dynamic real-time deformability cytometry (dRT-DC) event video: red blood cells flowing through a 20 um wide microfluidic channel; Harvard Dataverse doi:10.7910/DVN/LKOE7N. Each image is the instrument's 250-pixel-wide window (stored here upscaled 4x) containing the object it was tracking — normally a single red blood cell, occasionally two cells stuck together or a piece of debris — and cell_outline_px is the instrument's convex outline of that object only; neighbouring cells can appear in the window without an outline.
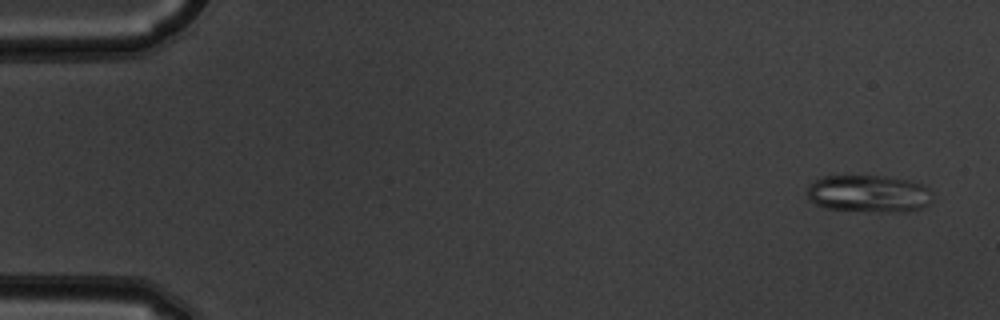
{"species": "common noctule bat (a hibernating species)", "species_latin": "Nyctalus noctula", "temperature_condition": "warm", "stored_images_in_passage": 6, "camera_frame_rate_fps": 3000, "um_per_image_px": 0.085, "animal": {"sex": "male", "body_mass_g": 19.5, "forearm_length_mm": 54.6}, "frame": {"image": 1, "passage_image": 1, "time_ms": 0.0, "image_size_px": [1000, 320], "cell_outline_px": [[932, 196], [928, 204], [920, 208], [904, 212], [888, 212], [828, 208], [816, 204], [808, 196], [808, 184], [824, 176], [884, 176], [908, 180], [920, 184], [928, 188], [932, 192]], "centroid_in_image_um": [73.86, 16.46], "position_along_channel_um": 11.1, "area_um2": 26.93}}
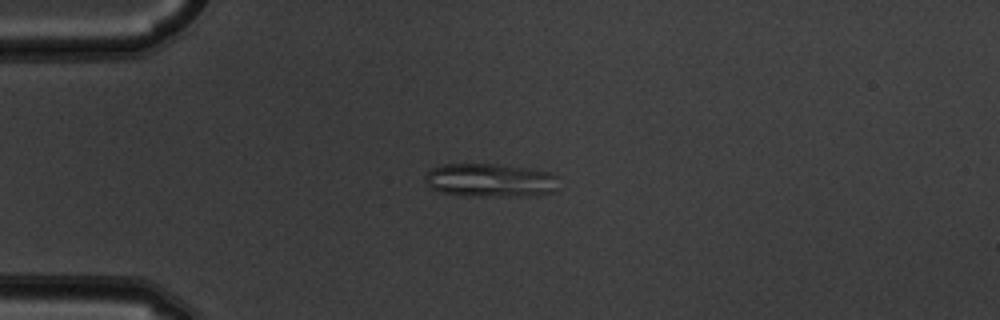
{"frame": {"image": 2, "passage_image": 4, "time_ms": 1.0, "image_size_px": [1000, 320], "cell_outline_px": [[560, 176], [556, 192], [540, 196], [460, 196], [440, 192], [432, 188], [424, 180], [424, 176], [432, 168], [444, 164], [500, 164], [536, 168], [556, 172]], "centroid_in_image_um": [41.81, 15.32], "position_along_channel_um": 43.2, "area_um2": 27.22}}
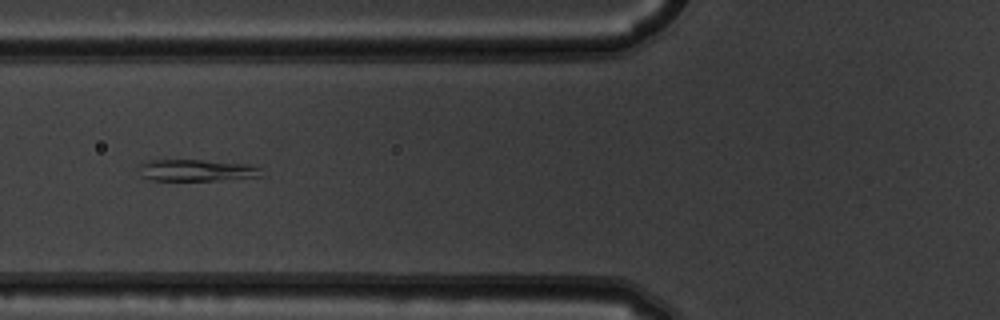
{"frame": {"image": 3, "passage_image": 6, "time_ms": 1.667, "image_size_px": [1000, 320], "cell_outline_px": [[268, 176], [216, 180], [152, 180], [140, 176], [136, 164], [148, 160], [200, 160], [252, 164], [264, 168]], "centroid_in_image_um": [16.78, 14.47], "position_along_channel_um": 109.0, "area_um2": 16.07}}